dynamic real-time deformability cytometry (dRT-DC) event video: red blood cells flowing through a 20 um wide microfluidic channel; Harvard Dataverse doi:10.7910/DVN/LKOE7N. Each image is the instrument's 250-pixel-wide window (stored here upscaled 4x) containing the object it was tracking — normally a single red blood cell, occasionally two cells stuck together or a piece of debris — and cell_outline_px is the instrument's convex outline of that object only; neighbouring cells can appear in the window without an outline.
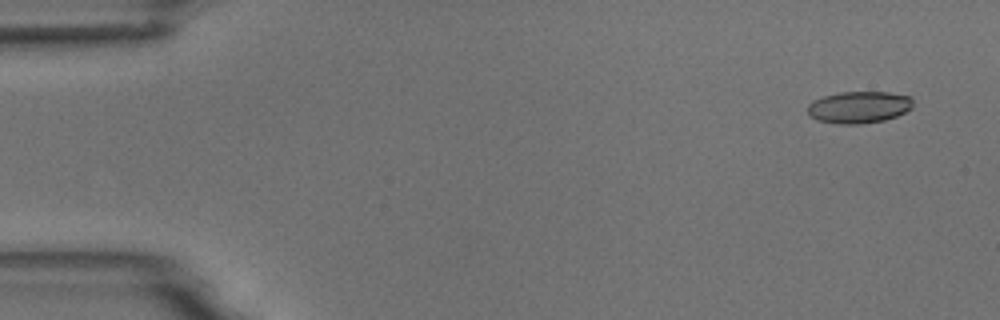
{"species": "common noctule bat (a hibernating species)", "species_latin": "Nyctalus noctula", "temperature_condition": "room temperature", "stored_images_in_passage": 10, "camera_frame_rate_fps": 3000, "um_per_image_px": 0.085, "animal": {"sex": "male", "body_mass_g": 18.8}, "frame": {"image": 1, "passage_image": 1, "time_ms": 0.0, "image_size_px": [1000, 320], "cell_outline_px": [[912, 108], [896, 116], [884, 120], [860, 124], [840, 124], [816, 120], [808, 116], [808, 104], [824, 96], [840, 92], [888, 92], [912, 96]], "centroid_in_image_um": [73.01, 9.11], "position_along_channel_um": 12.0, "area_um2": 19.59}}
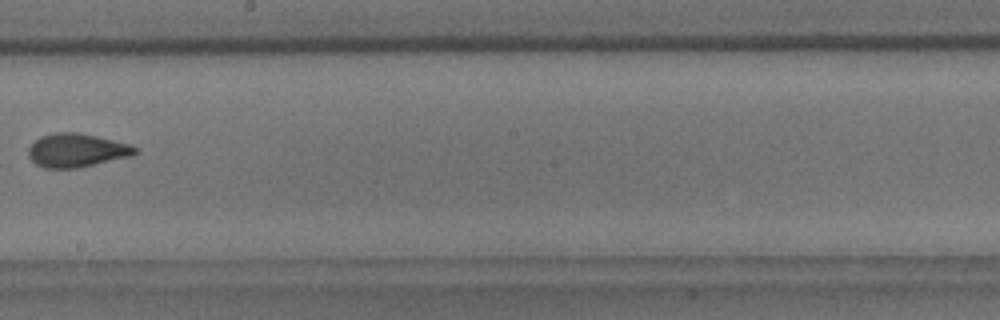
{"frame": {"image": 2, "passage_image": 9, "time_ms": 9.333, "image_size_px": [1000, 320], "cell_outline_px": [[136, 152], [132, 156], [76, 168], [44, 168], [36, 164], [28, 156], [28, 148], [40, 136], [56, 132], [76, 132], [96, 136], [128, 144], [136, 148]], "centroid_in_image_um": [6.47, 12.78], "position_along_channel_um": 241.7, "area_um2": 20.63}}
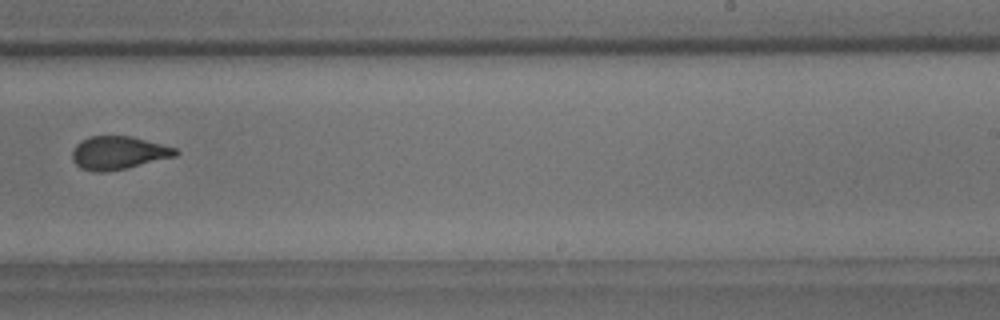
{"frame": {"image": 3, "passage_image": 10, "time_ms": 10.333, "image_size_px": [1000, 320], "cell_outline_px": [[180, 152], [176, 156], [128, 168], [104, 172], [92, 172], [80, 168], [72, 160], [72, 152], [76, 144], [80, 140], [88, 136], [132, 136], [176, 148]], "centroid_in_image_um": [10.04, 12.99], "position_along_channel_um": 279.0, "area_um2": 20.17}}